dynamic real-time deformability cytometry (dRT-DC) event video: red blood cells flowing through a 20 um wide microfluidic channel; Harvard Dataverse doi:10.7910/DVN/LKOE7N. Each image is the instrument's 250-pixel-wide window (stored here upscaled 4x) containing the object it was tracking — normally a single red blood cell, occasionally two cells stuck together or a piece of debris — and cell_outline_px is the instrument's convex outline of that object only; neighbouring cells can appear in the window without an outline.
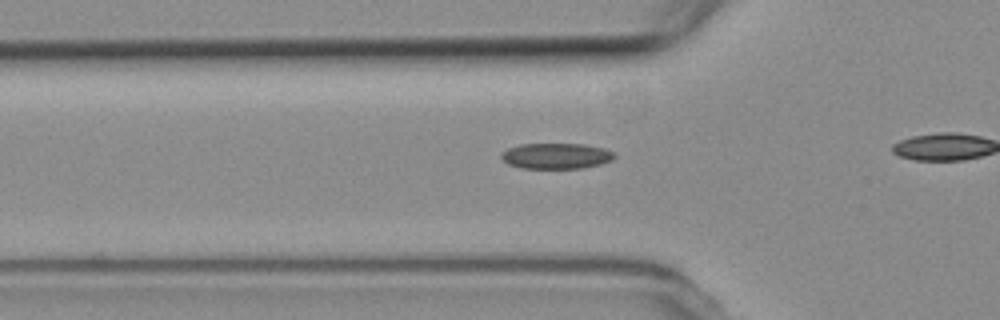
{"species": "common noctule bat (a hibernating species)", "species_latin": "Nyctalus noctula", "temperature_condition": "room temperature", "stored_images_in_passage": 30, "camera_frame_rate_fps": 3000, "um_per_image_px": 0.085, "animal": {"sex": "female", "body_mass_g": 19.3, "forearm_length_mm": 54.1}, "frame": {"image": 1, "passage_image": 5, "time_ms": 1.333, "image_size_px": [1000, 320], "cell_outline_px": [[616, 156], [612, 160], [600, 164], [580, 168], [520, 168], [508, 164], [500, 156], [508, 148], [520, 144], [584, 144], [604, 148], [612, 152]], "centroid_in_image_um": [47.28, 13.25], "position_along_channel_um": 78.5, "area_um2": 16.82}}
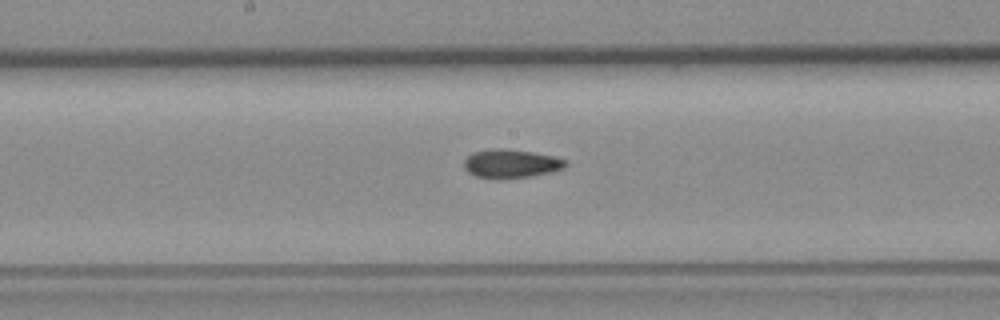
{"frame": {"image": 2, "passage_image": 15, "time_ms": 4.667, "image_size_px": [1000, 320], "cell_outline_px": [[568, 164], [564, 168], [532, 176], [500, 180], [476, 176], [468, 172], [464, 168], [464, 160], [472, 152], [492, 148], [504, 148], [532, 152], [552, 156], [564, 160]], "centroid_in_image_um": [43.38, 13.92], "position_along_channel_um": 204.8, "area_um2": 17.05}}
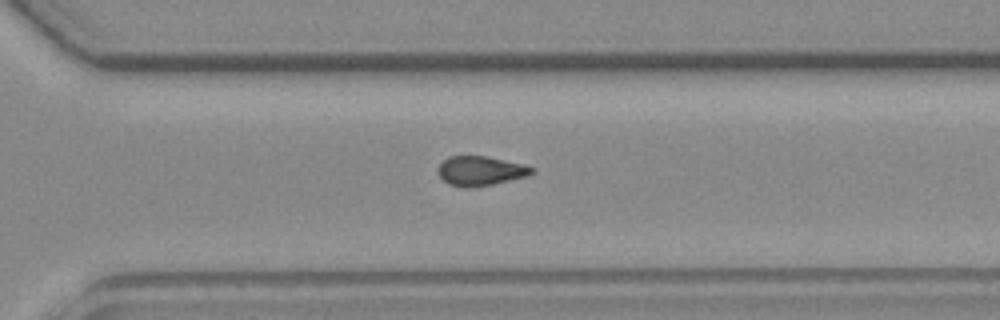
{"frame": {"image": 3, "passage_image": 25, "time_ms": 8.0, "image_size_px": [1000, 320], "cell_outline_px": [[532, 172], [528, 176], [492, 184], [468, 188], [464, 188], [448, 184], [440, 176], [436, 168], [448, 156], [488, 156], [524, 164], [532, 168]], "centroid_in_image_um": [40.8, 14.52], "position_along_channel_um": 329.8, "area_um2": 16.07}}